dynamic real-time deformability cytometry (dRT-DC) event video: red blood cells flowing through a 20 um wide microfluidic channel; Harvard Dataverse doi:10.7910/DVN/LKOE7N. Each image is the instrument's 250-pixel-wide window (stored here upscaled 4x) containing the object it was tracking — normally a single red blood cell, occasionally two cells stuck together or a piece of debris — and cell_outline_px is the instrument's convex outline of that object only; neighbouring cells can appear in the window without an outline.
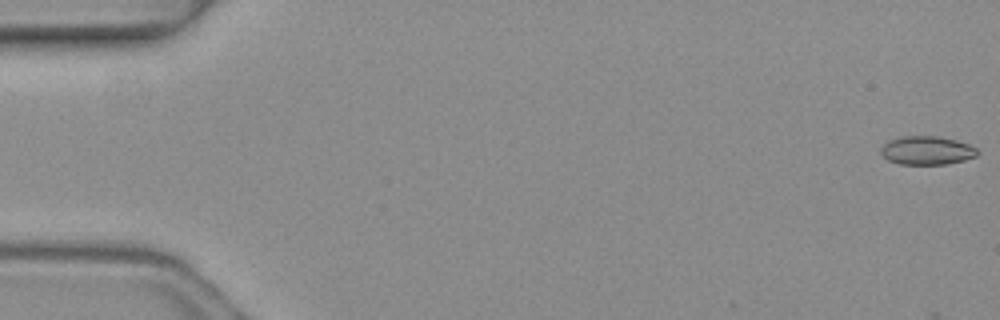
{"species": "common noctule bat (a hibernating species)", "species_latin": "Nyctalus noctula", "temperature_condition": "warm", "stored_images_in_passage": 5, "camera_frame_rate_fps": 3000, "um_per_image_px": 0.085, "animal": {"sex": "female", "body_mass_g": 19.3, "forearm_length_mm": 54.1}, "frame": {"image": 1, "passage_image": 1, "time_ms": 0.0, "image_size_px": [1000, 320], "cell_outline_px": [[980, 152], [976, 156], [964, 160], [944, 164], [900, 164], [888, 160], [880, 152], [880, 148], [888, 140], [900, 136], [936, 136], [956, 140], [968, 144], [976, 148]], "centroid_in_image_um": [78.77, 12.78], "position_along_channel_um": 6.2, "area_um2": 16.07}}